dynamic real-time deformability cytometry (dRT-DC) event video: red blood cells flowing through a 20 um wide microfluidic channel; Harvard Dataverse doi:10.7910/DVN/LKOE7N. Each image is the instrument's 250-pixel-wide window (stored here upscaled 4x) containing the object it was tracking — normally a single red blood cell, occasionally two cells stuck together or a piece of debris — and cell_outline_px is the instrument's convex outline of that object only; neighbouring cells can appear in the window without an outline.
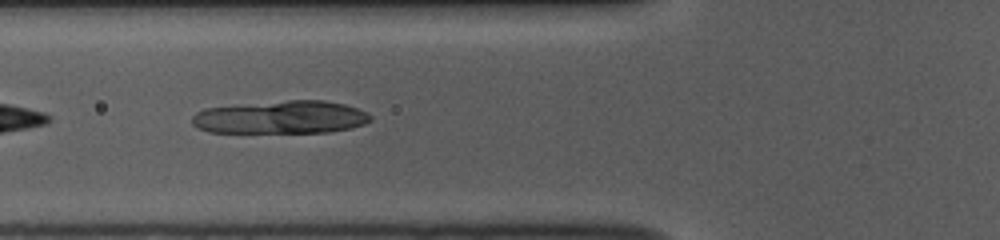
{"species": "common noctule bat (a hibernating species)", "species_latin": "Nyctalus noctula", "temperature_condition": "room temperature", "stored_images_in_passage": 24, "camera_frame_rate_fps": 3000, "um_per_image_px": 0.085, "animal": {"sex": "female", "body_mass_g": 10.0, "forearm_length_mm": 53.1}, "frame": {"image": 1, "passage_image": 6, "time_ms": 1.667, "image_size_px": [1000, 240], "cell_outline_px": [[372, 120], [364, 124], [352, 128], [328, 132], [208, 132], [196, 128], [192, 124], [192, 116], [196, 112], [204, 108], [288, 100], [324, 100], [344, 104], [368, 112], [372, 116]], "centroid_in_image_um": [23.89, 9.97], "position_along_channel_um": 101.9, "area_um2": 34.33}}
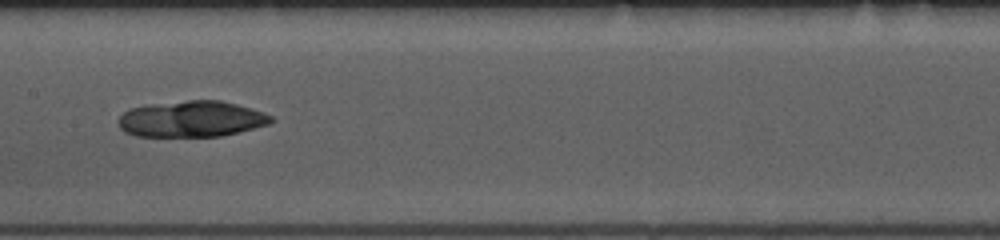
{"frame": {"image": 2, "passage_image": 13, "time_ms": 4.0, "image_size_px": [1000, 240], "cell_outline_px": [[272, 120], [268, 124], [220, 136], [136, 136], [124, 132], [120, 128], [120, 116], [128, 108], [152, 104], [188, 100], [220, 100], [236, 104], [264, 112], [272, 116]], "centroid_in_image_um": [16.25, 10.11], "position_along_channel_um": 191.1, "area_um2": 31.79}}
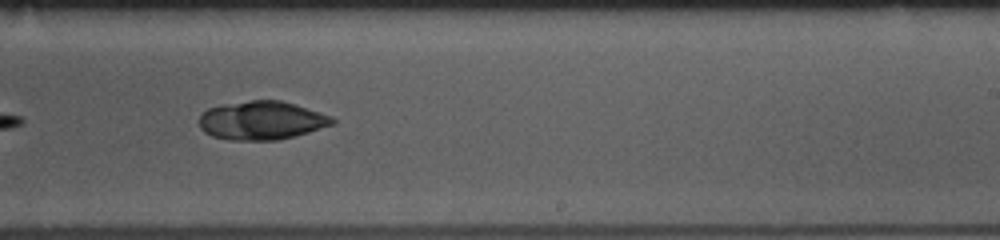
{"frame": {"image": 3, "passage_image": 19, "time_ms": 6.0, "image_size_px": [1000, 240], "cell_outline_px": [[336, 124], [308, 132], [276, 140], [228, 140], [212, 136], [204, 132], [200, 128], [200, 116], [208, 108], [224, 104], [248, 100], [280, 100], [332, 116], [336, 120]], "centroid_in_image_um": [22.24, 10.24], "position_along_channel_um": 266.8, "area_um2": 29.82}}